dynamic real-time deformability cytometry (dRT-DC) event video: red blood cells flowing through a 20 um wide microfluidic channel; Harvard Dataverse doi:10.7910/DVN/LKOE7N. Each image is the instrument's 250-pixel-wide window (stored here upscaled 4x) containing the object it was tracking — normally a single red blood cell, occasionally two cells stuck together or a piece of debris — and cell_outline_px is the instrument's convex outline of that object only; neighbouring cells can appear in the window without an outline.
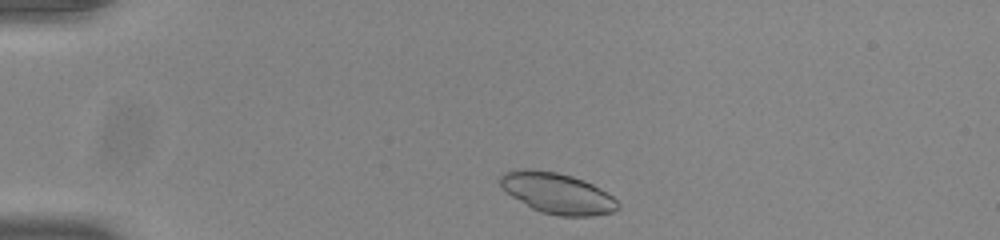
{"species": "common noctule bat (a hibernating species)", "species_latin": "Nyctalus noctula", "temperature_condition": "room temperature", "stored_images_in_passage": 43, "camera_frame_rate_fps": 3000, "um_per_image_px": 0.085, "animal": {"sex": "male", "body_mass_g": 20.0, "forearm_length_mm": 53.3}, "frame": {"image": 1, "passage_image": 2, "time_ms": 0.333, "image_size_px": [1000, 240], "cell_outline_px": [[620, 208], [612, 212], [592, 216], [560, 216], [540, 212], [532, 208], [512, 196], [500, 184], [500, 176], [504, 172], [516, 168], [528, 168], [556, 172], [572, 176], [584, 180], [600, 188], [612, 196], [620, 204]], "centroid_in_image_um": [47.38, 16.41], "position_along_channel_um": 37.6, "area_um2": 27.98}}
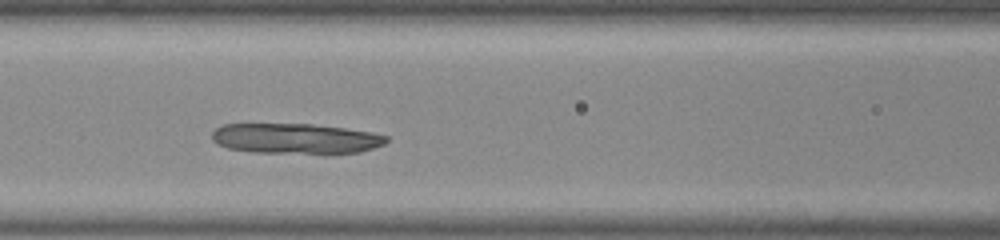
{"frame": {"image": 2, "passage_image": 14, "time_ms": 4.333, "image_size_px": [1000, 240], "cell_outline_px": [[388, 140], [384, 144], [360, 152], [328, 156], [324, 156], [256, 152], [228, 148], [216, 144], [212, 140], [212, 132], [220, 124], [312, 124], [344, 128], [372, 132], [388, 136]], "centroid_in_image_um": [25.17, 11.82], "position_along_channel_um": 141.4, "area_um2": 31.91}}
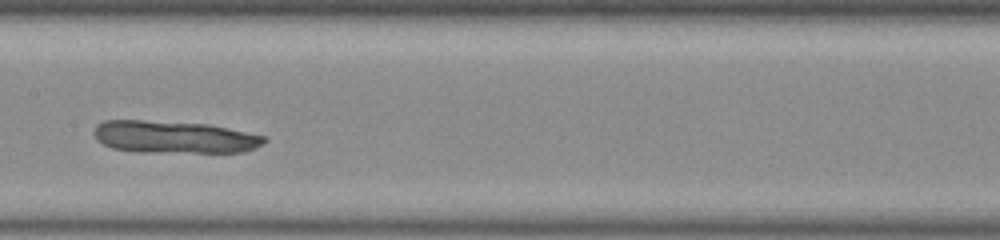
{"frame": {"image": 3, "passage_image": 18, "time_ms": 5.667, "image_size_px": [1000, 240], "cell_outline_px": [[268, 140], [264, 144], [256, 148], [244, 152], [136, 152], [112, 148], [96, 140], [92, 132], [96, 124], [104, 120], [140, 120], [208, 124], [268, 136]], "centroid_in_image_um": [14.81, 11.65], "position_along_channel_um": 192.6, "area_um2": 32.48}}